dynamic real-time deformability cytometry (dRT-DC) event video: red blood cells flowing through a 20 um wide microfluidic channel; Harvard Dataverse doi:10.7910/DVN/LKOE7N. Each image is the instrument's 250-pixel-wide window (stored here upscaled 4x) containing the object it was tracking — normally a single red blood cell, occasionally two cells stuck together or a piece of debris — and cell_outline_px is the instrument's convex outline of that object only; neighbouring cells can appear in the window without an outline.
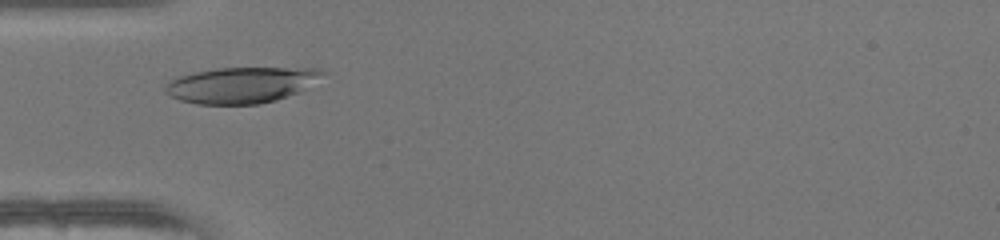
{"species": "human", "species_latin": "Homo sapiens", "temperature_condition": "warm", "stored_images_in_passage": 34, "camera_frame_rate_fps": 3000, "um_per_image_px": 0.085, "donor": {"sex": "female"}, "frame": {"image": 1, "passage_image": 9, "time_ms": 2.667, "image_size_px": [1000, 240], "cell_outline_px": [[328, 72], [300, 92], [276, 100], [260, 104], [196, 104], [180, 100], [164, 92], [164, 84], [180, 76], [192, 72], [216, 68], [320, 68]], "centroid_in_image_um": [20.52, 7.22], "position_along_channel_um": 64.5, "area_um2": 33.06}}
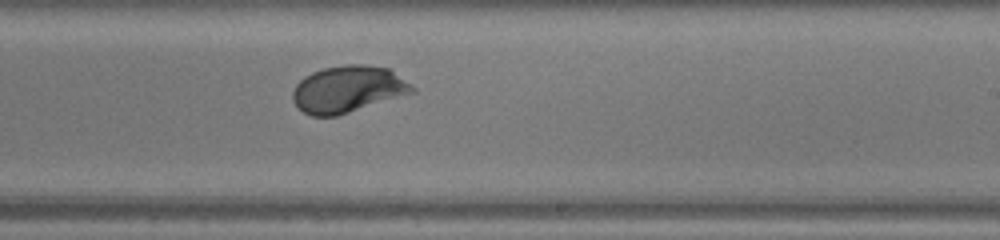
{"frame": {"image": 2, "passage_image": 23, "time_ms": 7.333, "image_size_px": [1000, 240], "cell_outline_px": [[416, 92], [336, 116], [312, 116], [304, 112], [292, 100], [292, 92], [296, 84], [304, 76], [312, 72], [324, 68], [344, 64], [364, 64], [392, 68], [412, 84], [416, 88]], "centroid_in_image_um": [29.62, 7.56], "position_along_channel_um": 259.4, "area_um2": 32.89}}
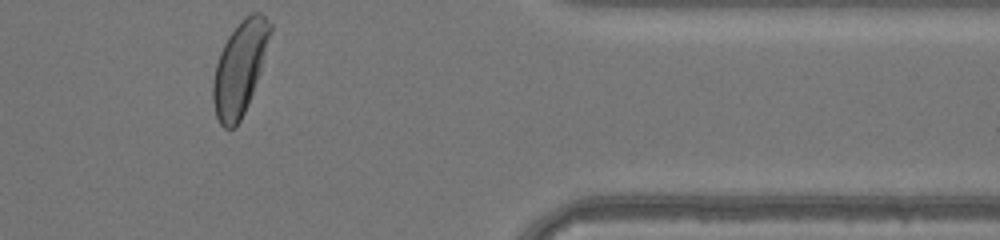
{"frame": {"image": 3, "passage_image": 34, "time_ms": 11.0, "image_size_px": [1000, 240], "cell_outline_px": [[272, 32], [260, 72], [248, 104], [236, 128], [224, 128], [220, 124], [216, 116], [212, 100], [212, 80], [216, 64], [220, 52], [228, 36], [240, 20], [244, 16], [252, 12], [260, 12], [272, 24]], "centroid_in_image_um": [20.37, 5.77], "position_along_channel_um": 391.0, "area_um2": 31.21}, "authors_computed_cell_mechanics": {"area_um2": 31.4721, "velocity_mm_per_s": 4.2221, "shape_relaxation_time_tau1_ms": 2.996, "shape_relaxation_time_tau2_ms": null, "deformation_change_tau1": 0.1799, "deformation_change_tau2": null}}